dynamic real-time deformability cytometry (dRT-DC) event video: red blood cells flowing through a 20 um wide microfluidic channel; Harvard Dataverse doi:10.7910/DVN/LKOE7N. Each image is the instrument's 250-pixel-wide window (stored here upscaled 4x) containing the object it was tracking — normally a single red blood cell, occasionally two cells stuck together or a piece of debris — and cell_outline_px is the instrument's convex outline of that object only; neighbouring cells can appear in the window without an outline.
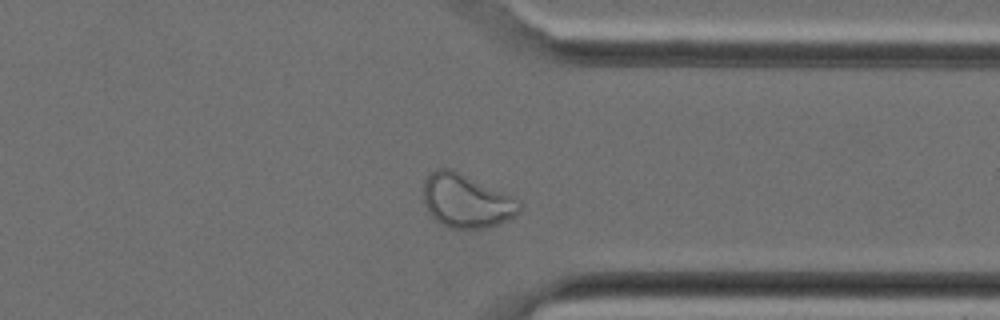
{"species": "Egyptian fruit bat (a non-hibernating species)", "species_latin": "Rousettus aegyptiacus", "temperature_condition": "cold", "stored_images_in_passage": 28, "camera_frame_rate_fps": 3000, "um_per_image_px": 0.085, "animal": {"sex": "female"}, "frame": {"image": 1, "passage_image": 20, "time_ms": 6.333, "image_size_px": [1000, 320], "cell_outline_px": [[520, 212], [516, 216], [488, 228], [448, 228], [436, 220], [428, 212], [424, 204], [424, 180], [436, 168], [452, 168], [512, 196], [520, 204]], "centroid_in_image_um": [39.62, 17.08], "position_along_channel_um": 371.8, "area_um2": 29.94}}
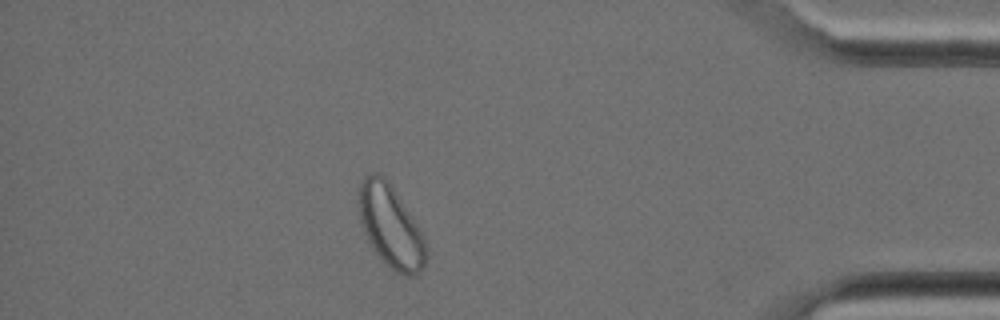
{"frame": {"image": 2, "passage_image": 24, "time_ms": 7.667, "image_size_px": [1000, 320], "cell_outline_px": [[428, 256], [420, 272], [412, 276], [404, 276], [396, 272], [380, 260], [372, 248], [364, 232], [360, 220], [356, 200], [356, 192], [364, 176], [372, 172], [380, 172], [392, 188], [416, 224], [424, 240], [428, 252]], "centroid_in_image_um": [33.15, 19.25], "position_along_channel_um": 402.1, "area_um2": 32.31}}